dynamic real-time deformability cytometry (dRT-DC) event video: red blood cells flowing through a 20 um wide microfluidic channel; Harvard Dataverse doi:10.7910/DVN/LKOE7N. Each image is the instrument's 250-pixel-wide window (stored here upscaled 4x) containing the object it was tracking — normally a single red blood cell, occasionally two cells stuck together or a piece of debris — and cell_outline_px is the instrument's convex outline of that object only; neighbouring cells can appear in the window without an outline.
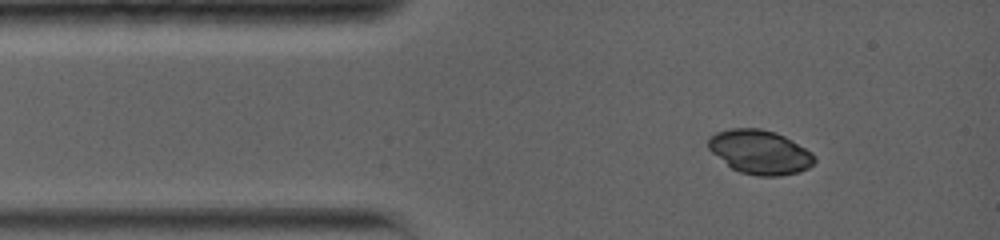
{"species": "common noctule bat (a hibernating species)", "species_latin": "Nyctalus noctula", "temperature_condition": "warm", "stored_images_in_passage": 6, "camera_frame_rate_fps": 5000, "um_per_image_px": 0.085, "animal": {"sex": "female", "body_mass_g": 19.0, "forearm_length_mm": 56.7}, "frame": {"image": 1, "passage_image": 1, "time_ms": 0.0, "image_size_px": [1000, 240], "cell_outline_px": [[816, 160], [808, 168], [800, 172], [780, 176], [756, 176], [740, 172], [732, 168], [712, 152], [708, 148], [708, 136], [716, 132], [732, 128], [760, 128], [776, 132], [784, 136], [812, 152], [816, 156]], "centroid_in_image_um": [64.6, 12.92], "position_along_channel_um": 20.4, "area_um2": 27.34}}
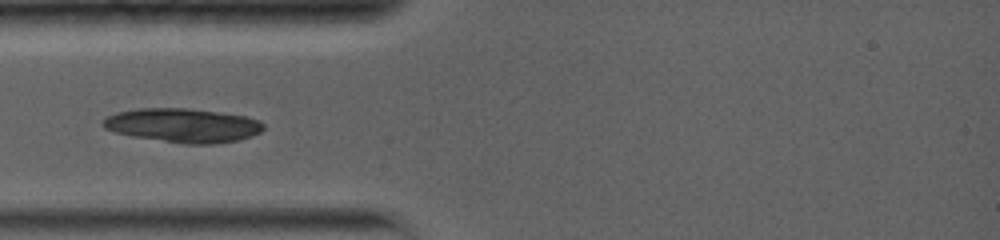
{"frame": {"image": 2, "passage_image": 4, "time_ms": 2.2, "image_size_px": [1000, 240], "cell_outline_px": [[264, 128], [260, 132], [252, 136], [236, 140], [212, 144], [184, 144], [132, 136], [116, 132], [104, 128], [100, 124], [100, 120], [116, 112], [136, 108], [188, 108], [244, 116], [260, 120], [264, 124]], "centroid_in_image_um": [15.51, 10.65], "position_along_channel_um": 69.5, "area_um2": 31.85}}
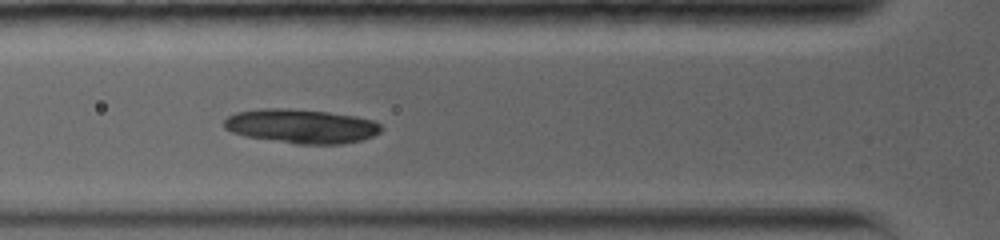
{"frame": {"image": 3, "passage_image": 5, "time_ms": 3.0, "image_size_px": [1000, 240], "cell_outline_px": [[384, 128], [380, 132], [372, 136], [360, 140], [340, 144], [296, 144], [244, 136], [232, 132], [224, 128], [224, 120], [228, 116], [236, 112], [260, 108], [288, 108], [328, 112], [356, 116], [372, 120], [380, 124]], "centroid_in_image_um": [25.59, 10.72], "position_along_channel_um": 100.2, "area_um2": 31.39}}